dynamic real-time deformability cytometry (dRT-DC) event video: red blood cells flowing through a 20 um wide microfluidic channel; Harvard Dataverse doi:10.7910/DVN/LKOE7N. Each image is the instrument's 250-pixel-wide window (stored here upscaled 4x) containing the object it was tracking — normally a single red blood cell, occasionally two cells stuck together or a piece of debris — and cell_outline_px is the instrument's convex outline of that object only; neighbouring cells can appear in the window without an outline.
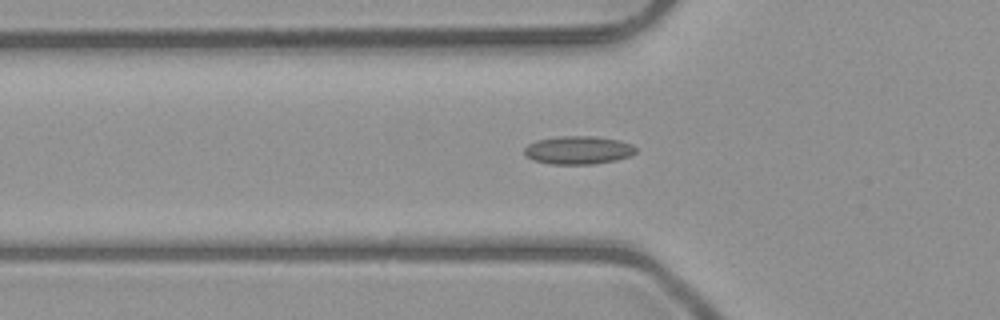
{"species": "common noctule bat (a hibernating species)", "species_latin": "Nyctalus noctula", "temperature_condition": "room temperature", "stored_images_in_passage": 53, "camera_frame_rate_fps": 3000, "um_per_image_px": 0.085, "animal": {"sex": "male", "body_mass_g": 23.1, "forearm_length_mm": 52.7}, "frame": {"image": 1, "passage_image": 18, "time_ms": 5.667, "image_size_px": [1000, 320], "cell_outline_px": [[636, 152], [628, 156], [616, 160], [592, 164], [548, 164], [532, 160], [524, 156], [524, 148], [528, 144], [536, 140], [556, 136], [596, 136], [620, 140], [632, 144], [636, 148]], "centroid_in_image_um": [49.11, 12.75], "position_along_channel_um": 76.7, "area_um2": 18.55}}
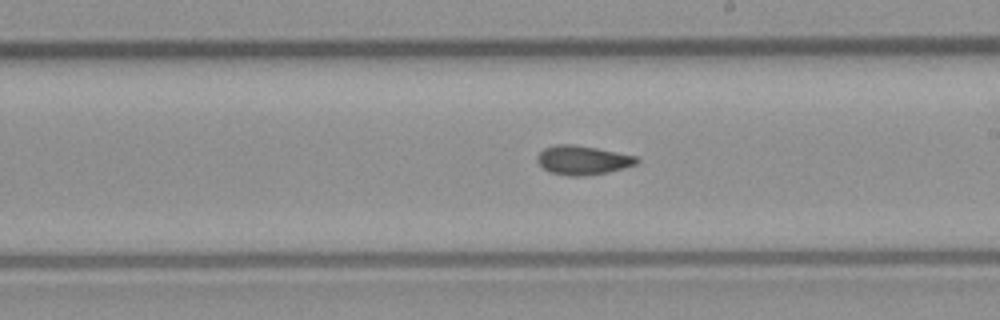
{"frame": {"image": 2, "passage_image": 30, "time_ms": 9.667, "image_size_px": [1000, 320], "cell_outline_px": [[640, 160], [636, 164], [624, 168], [608, 172], [584, 176], [568, 176], [548, 172], [536, 160], [536, 156], [544, 148], [556, 144], [572, 144], [596, 148], [636, 156]], "centroid_in_image_um": [49.51, 13.62], "position_along_channel_um": 239.5, "area_um2": 16.88}}
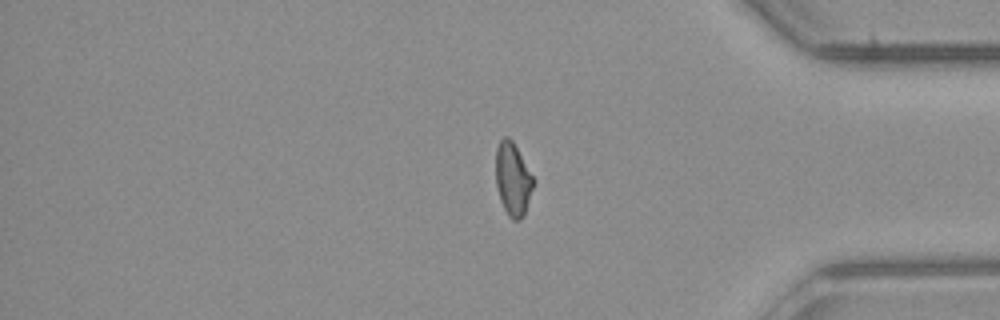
{"frame": {"image": 3, "passage_image": 43, "time_ms": 14.0, "image_size_px": [1000, 320], "cell_outline_px": [[536, 180], [524, 216], [520, 220], [512, 220], [508, 216], [500, 200], [496, 184], [496, 148], [500, 140], [504, 136], [508, 136], [512, 140]], "centroid_in_image_um": [43.61, 15.24], "position_along_channel_um": 391.6, "area_um2": 16.24}, "authors_computed_cell_mechanics": {"area_um2": 16.6464, "velocity_mm_per_s": 4.0306, "shape_relaxation_time_tau1_ms": null, "shape_relaxation_time_tau2_ms": 3.0319, "deformation_change_tau1": null, "deformation_change_tau2": 0.0887}}